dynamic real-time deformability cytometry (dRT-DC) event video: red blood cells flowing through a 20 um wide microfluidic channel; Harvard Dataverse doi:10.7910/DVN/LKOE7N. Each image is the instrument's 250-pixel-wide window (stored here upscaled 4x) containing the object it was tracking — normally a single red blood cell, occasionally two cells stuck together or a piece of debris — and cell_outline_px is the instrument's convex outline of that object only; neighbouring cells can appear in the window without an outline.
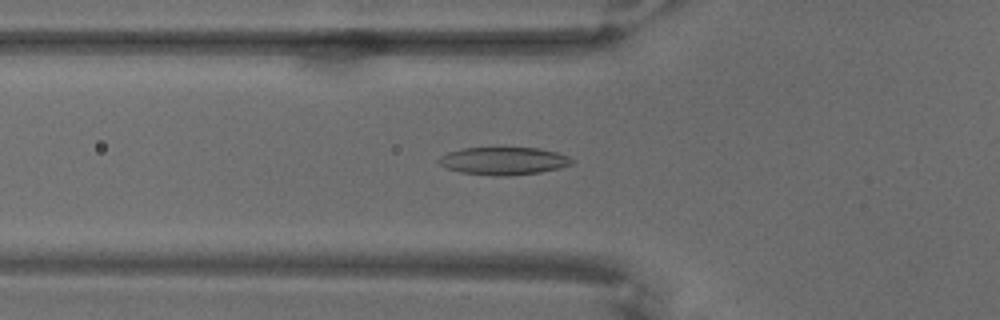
{"species": "common noctule bat (a hibernating species)", "species_latin": "Nyctalus noctula", "temperature_condition": "warm", "stored_images_in_passage": 69, "camera_frame_rate_fps": 3000, "um_per_image_px": 0.085, "animal": {"sex": "male", "body_mass_g": 18.8}, "frame": {"image": 1, "passage_image": 25, "time_ms": 8.0, "image_size_px": [1000, 320], "cell_outline_px": [[572, 164], [560, 168], [540, 172], [512, 176], [496, 176], [460, 172], [448, 168], [440, 164], [436, 160], [440, 156], [448, 152], [460, 148], [540, 148], [556, 152], [568, 156], [572, 160]], "centroid_in_image_um": [42.79, 13.68], "position_along_channel_um": 83.0, "area_um2": 21.5}}
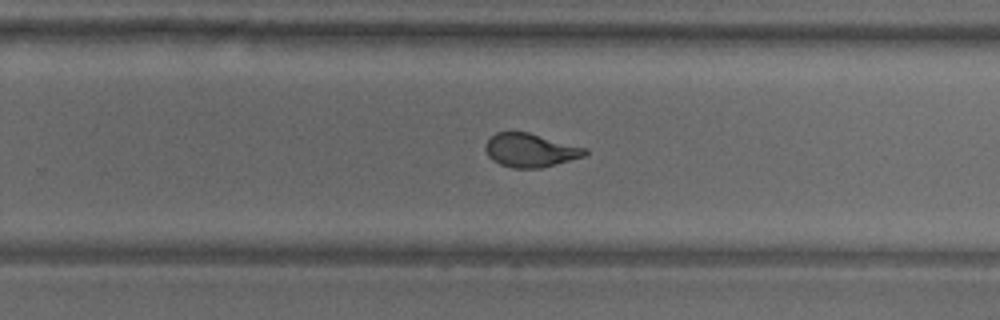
{"frame": {"image": 2, "passage_image": 45, "time_ms": 14.667, "image_size_px": [1000, 320], "cell_outline_px": [[588, 152], [584, 156], [556, 164], [540, 168], [512, 168], [500, 164], [492, 160], [488, 156], [484, 148], [484, 144], [496, 132], [528, 132], [588, 148]], "centroid_in_image_um": [45.07, 12.77], "position_along_channel_um": 284.7, "area_um2": 19.54}}
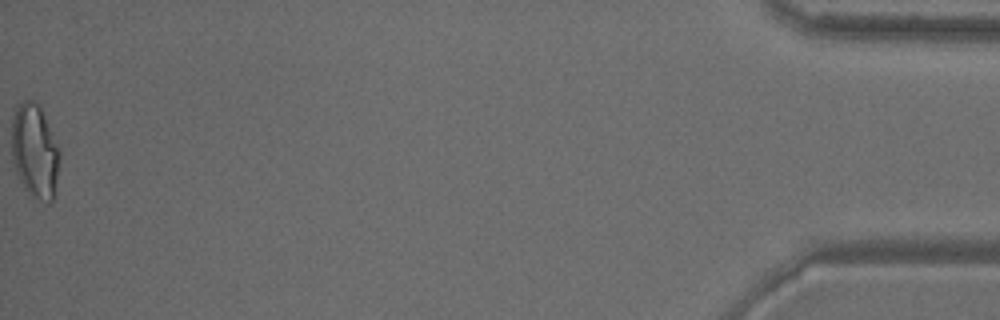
{"frame": {"image": 3, "passage_image": 69, "time_ms": 22.667, "image_size_px": [1000, 320], "cell_outline_px": [[60, 156], [52, 204], [48, 204], [40, 200], [28, 192], [24, 188], [16, 172], [12, 160], [12, 120], [16, 108], [24, 100], [32, 100], [40, 104], [60, 152]], "centroid_in_image_um": [2.95, 12.85], "position_along_channel_um": 432.2, "area_um2": 26.18}}